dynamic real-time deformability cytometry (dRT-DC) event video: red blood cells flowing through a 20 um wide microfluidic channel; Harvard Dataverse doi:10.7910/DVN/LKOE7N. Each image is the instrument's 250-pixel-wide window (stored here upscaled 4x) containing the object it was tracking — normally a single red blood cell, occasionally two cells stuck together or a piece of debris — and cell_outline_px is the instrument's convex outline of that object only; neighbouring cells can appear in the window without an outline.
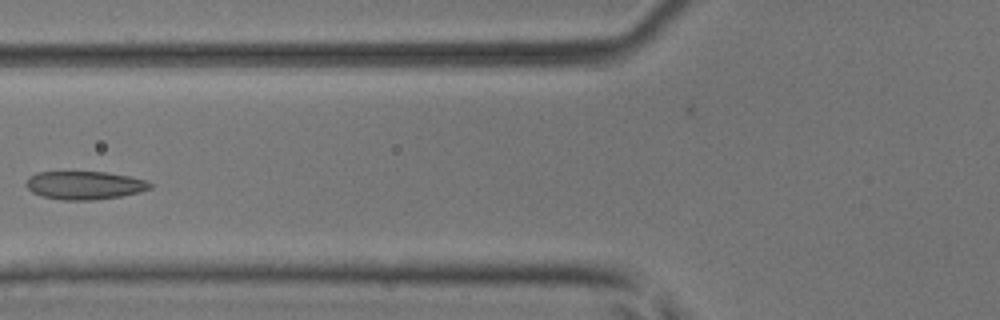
{"species": "common noctule bat (a hibernating species)", "species_latin": "Nyctalus noctula", "temperature_condition": "room temperature", "stored_images_in_passage": 7, "camera_frame_rate_fps": 3000, "um_per_image_px": 0.085, "animal": {"sex": "male", "body_mass_g": 17.9, "forearm_length_mm": 54.2}, "frame": {"image": 1, "passage_image": 5, "time_ms": 1.333, "image_size_px": [1000, 320], "cell_outline_px": [[152, 188], [140, 192], [120, 196], [96, 200], [64, 200], [40, 196], [32, 192], [24, 184], [28, 176], [36, 172], [104, 172], [128, 176], [148, 180], [152, 184]], "centroid_in_image_um": [7.17, 15.75], "position_along_channel_um": 118.6, "area_um2": 20.58}}
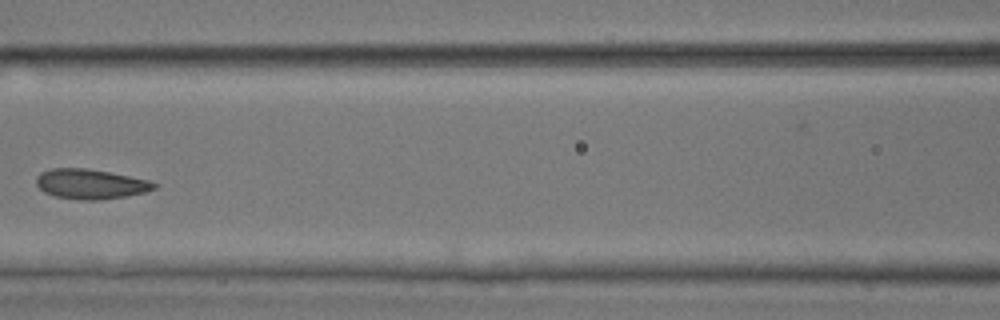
{"frame": {"image": 2, "passage_image": 6, "time_ms": 1.667, "image_size_px": [1000, 320], "cell_outline_px": [[160, 184], [156, 188], [144, 192], [124, 196], [100, 200], [80, 200], [56, 196], [44, 192], [36, 184], [36, 176], [40, 172], [52, 168], [84, 168], [108, 172], [148, 180]], "centroid_in_image_um": [7.68, 15.64], "position_along_channel_um": 158.9, "area_um2": 20.4}}